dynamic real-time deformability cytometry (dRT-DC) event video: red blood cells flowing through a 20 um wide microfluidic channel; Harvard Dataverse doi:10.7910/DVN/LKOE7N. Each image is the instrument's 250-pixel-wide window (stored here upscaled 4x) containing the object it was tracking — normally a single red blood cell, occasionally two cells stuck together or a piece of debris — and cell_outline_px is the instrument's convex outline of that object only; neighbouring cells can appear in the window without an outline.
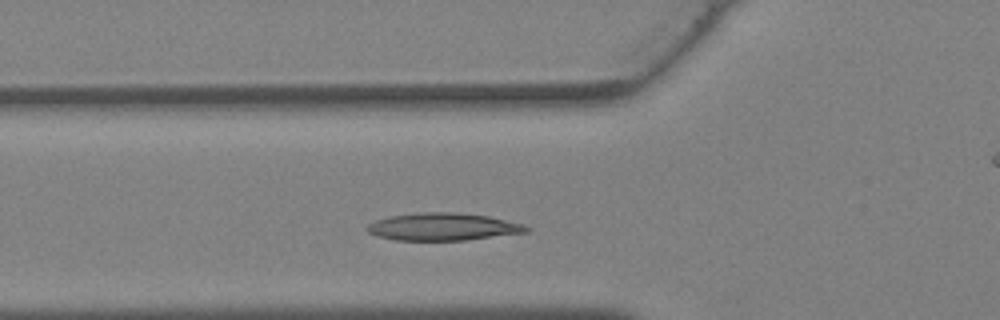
{"species": "Egyptian fruit bat (a non-hibernating species)", "species_latin": "Rousettus aegyptiacus", "temperature_condition": "warm", "stored_images_in_passage": 20, "camera_frame_rate_fps": 3000, "um_per_image_px": 0.085, "animal": {"sex": "female"}, "frame": {"image": 1, "passage_image": 2, "time_ms": 0.333, "image_size_px": [1000, 320], "cell_outline_px": [[532, 228], [528, 232], [464, 240], [396, 240], [376, 236], [368, 232], [368, 224], [376, 220], [392, 216], [424, 212], [452, 212], [488, 216], [524, 224]], "centroid_in_image_um": [37.69, 19.28], "position_along_channel_um": 88.1, "area_um2": 25.26}}
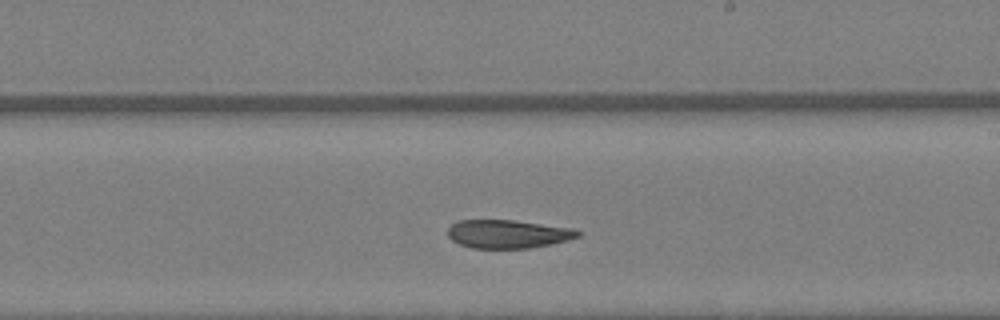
{"frame": {"image": 2, "passage_image": 11, "time_ms": 3.333, "image_size_px": [1000, 320], "cell_outline_px": [[580, 236], [568, 240], [552, 244], [528, 248], [472, 248], [460, 244], [452, 240], [448, 236], [448, 228], [452, 224], [460, 220], [516, 220], [572, 228], [580, 232]], "centroid_in_image_um": [43.18, 19.88], "position_along_channel_um": 245.8, "area_um2": 21.5}}
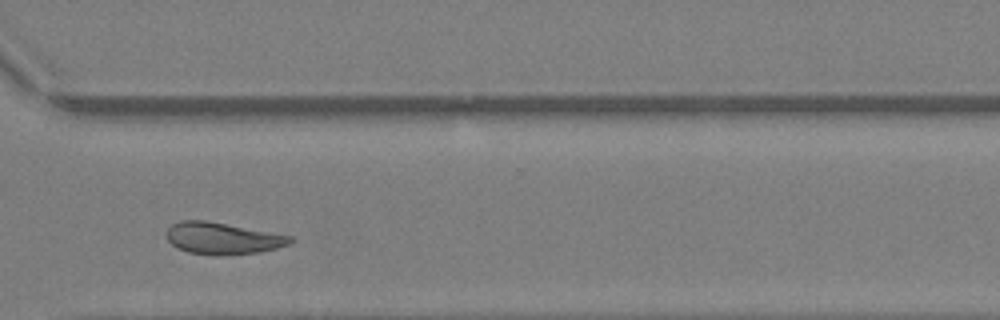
{"frame": {"image": 3, "passage_image": 17, "time_ms": 5.333, "image_size_px": [1000, 320], "cell_outline_px": [[296, 240], [288, 244], [276, 248], [260, 252], [220, 256], [216, 256], [188, 252], [176, 248], [168, 240], [168, 228], [172, 224], [180, 220], [204, 220], [292, 236]], "centroid_in_image_um": [18.92, 20.27], "position_along_channel_um": 351.7, "area_um2": 22.83}}